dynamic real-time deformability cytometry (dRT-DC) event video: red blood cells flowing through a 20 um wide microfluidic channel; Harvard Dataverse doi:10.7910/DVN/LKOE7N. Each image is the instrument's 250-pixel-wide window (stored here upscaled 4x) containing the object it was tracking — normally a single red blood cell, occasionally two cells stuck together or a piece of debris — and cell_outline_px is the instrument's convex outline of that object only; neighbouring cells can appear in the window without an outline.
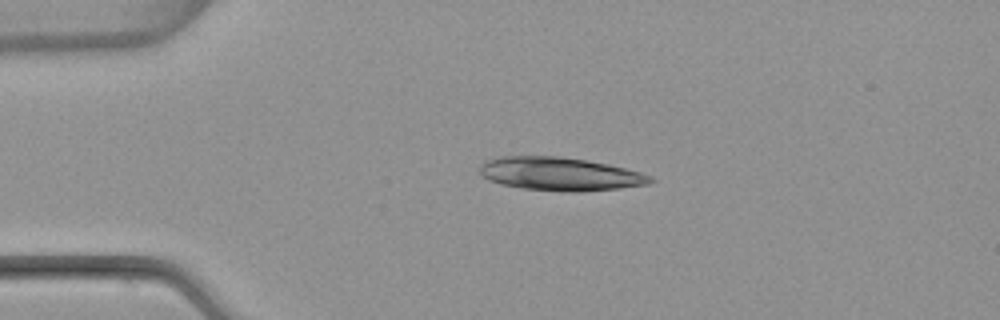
{"species": "common noctule bat (a hibernating species)", "species_latin": "Nyctalus noctula", "temperature_condition": "warm", "stored_images_in_passage": 5, "camera_frame_rate_fps": 3000, "um_per_image_px": 0.085, "animal": {"sex": "female", "body_mass_g": 22.7, "forearm_length_mm": 54.2}, "frame": {"image": 1, "passage_image": 4, "time_ms": 3.333, "image_size_px": [1000, 320], "cell_outline_px": [[656, 180], [648, 184], [620, 188], [576, 192], [568, 192], [524, 188], [500, 184], [488, 180], [480, 176], [480, 164], [484, 160], [500, 156], [560, 156], [608, 164], [640, 172], [652, 176]], "centroid_in_image_um": [47.56, 14.78], "position_along_channel_um": 37.4, "area_um2": 33.23}}